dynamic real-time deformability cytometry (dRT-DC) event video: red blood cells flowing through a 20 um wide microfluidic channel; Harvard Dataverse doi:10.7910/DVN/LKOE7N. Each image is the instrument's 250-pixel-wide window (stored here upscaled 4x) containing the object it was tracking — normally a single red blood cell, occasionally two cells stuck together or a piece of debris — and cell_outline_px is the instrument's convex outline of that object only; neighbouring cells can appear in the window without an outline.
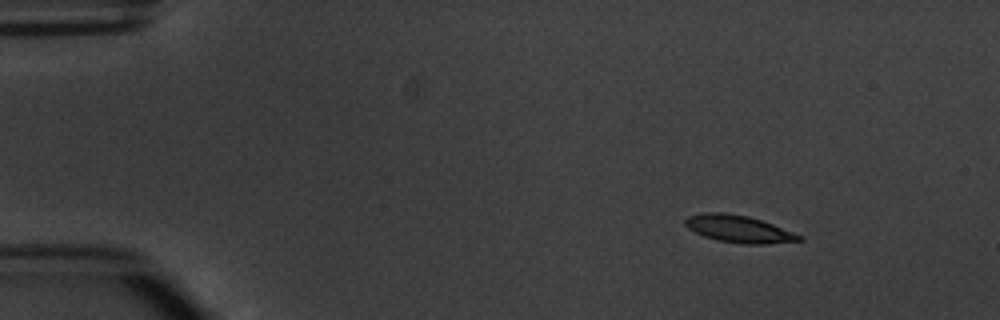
{"species": "common noctule bat (a hibernating species)", "species_latin": "Nyctalus noctula", "temperature_condition": "warm", "stored_images_in_passage": 5, "camera_frame_rate_fps": 3000, "um_per_image_px": 0.085, "animal": {"sex": "male", "body_mass_g": 20.1, "forearm_length_mm": 53.5}, "frame": {"image": 1, "passage_image": 1, "time_ms": 0.0, "image_size_px": [1000, 320], "cell_outline_px": [[804, 240], [764, 244], [740, 244], [716, 240], [704, 236], [688, 228], [684, 224], [684, 220], [688, 216], [704, 212], [724, 212], [748, 216], [772, 224], [804, 236]], "centroid_in_image_um": [62.79, 19.46], "position_along_channel_um": 22.2, "area_um2": 18.09}}